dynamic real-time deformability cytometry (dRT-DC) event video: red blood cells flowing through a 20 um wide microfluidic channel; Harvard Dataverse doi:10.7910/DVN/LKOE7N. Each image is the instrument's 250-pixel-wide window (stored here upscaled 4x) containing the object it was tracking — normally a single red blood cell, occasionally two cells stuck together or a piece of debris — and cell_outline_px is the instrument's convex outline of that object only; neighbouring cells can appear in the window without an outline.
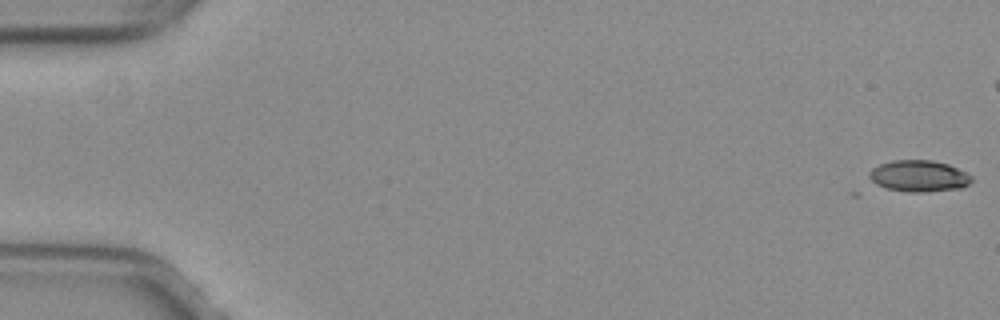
{"species": "common noctule bat (a hibernating species)", "species_latin": "Nyctalus noctula", "temperature_condition": "warm", "stored_images_in_passage": 5, "camera_frame_rate_fps": 3000, "um_per_image_px": 0.085, "animal": {"sex": "female", "body_mass_g": 29.2, "forearm_length_mm": 56.3}, "frame": {"image": 1, "passage_image": 1, "time_ms": 0.0, "image_size_px": [1000, 320], "cell_outline_px": [[972, 180], [968, 184], [960, 188], [924, 192], [908, 192], [888, 188], [876, 184], [868, 176], [868, 172], [872, 168], [880, 164], [892, 160], [932, 160], [948, 164], [972, 176]], "centroid_in_image_um": [78.08, 14.95], "position_along_channel_um": 6.9, "area_um2": 18.61}}